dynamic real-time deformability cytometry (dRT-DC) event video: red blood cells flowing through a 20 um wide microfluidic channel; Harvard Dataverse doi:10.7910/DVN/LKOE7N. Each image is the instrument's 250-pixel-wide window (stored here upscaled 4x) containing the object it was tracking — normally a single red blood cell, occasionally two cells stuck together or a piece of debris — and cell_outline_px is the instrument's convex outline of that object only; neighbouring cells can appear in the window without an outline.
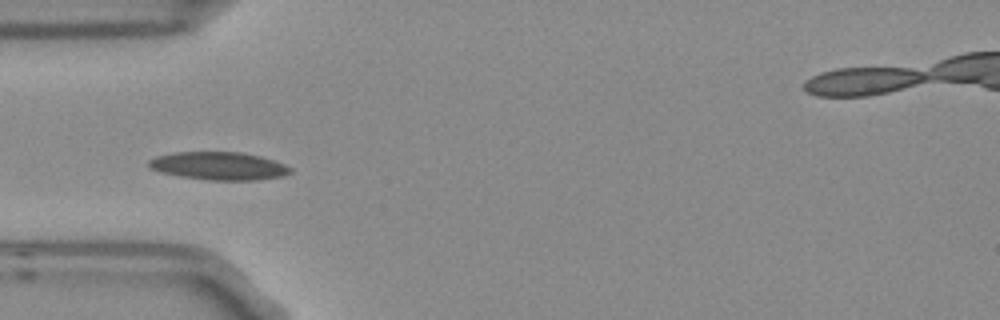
{"species": "Egyptian fruit bat (a non-hibernating species)", "species_latin": "Rousettus aegyptiacus", "temperature_condition": "room temperature", "stored_images_in_passage": 6, "camera_frame_rate_fps": 3000, "um_per_image_px": 0.085, "frame": {"image": 1, "passage_image": 4, "time_ms": 1.0, "image_size_px": [1000, 320], "cell_outline_px": [[292, 172], [284, 176], [256, 180], [208, 180], [180, 176], [160, 172], [148, 168], [148, 160], [156, 156], [176, 152], [240, 152], [260, 156], [284, 164], [292, 168]], "centroid_in_image_um": [18.59, 14.11], "position_along_channel_um": 66.4, "area_um2": 23.12}}
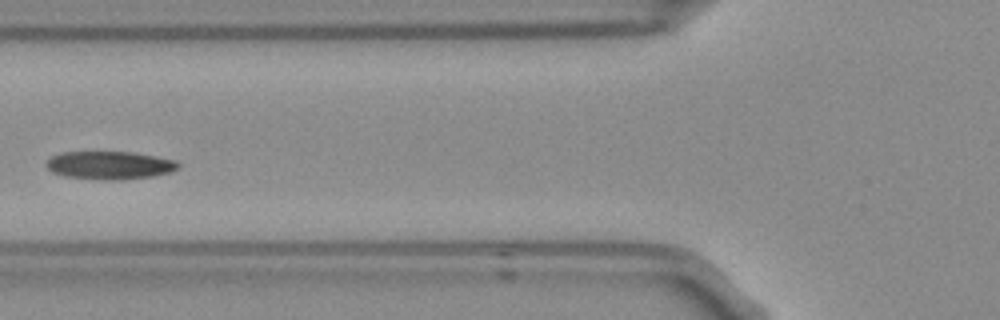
{"frame": {"image": 2, "passage_image": 5, "time_ms": 1.333, "image_size_px": [1000, 320], "cell_outline_px": [[180, 164], [172, 172], [152, 176], [120, 180], [104, 180], [64, 176], [52, 172], [48, 168], [48, 160], [52, 156], [64, 152], [132, 152], [176, 160]], "centroid_in_image_um": [9.34, 14.05], "position_along_channel_um": 116.5, "area_um2": 21.39}}